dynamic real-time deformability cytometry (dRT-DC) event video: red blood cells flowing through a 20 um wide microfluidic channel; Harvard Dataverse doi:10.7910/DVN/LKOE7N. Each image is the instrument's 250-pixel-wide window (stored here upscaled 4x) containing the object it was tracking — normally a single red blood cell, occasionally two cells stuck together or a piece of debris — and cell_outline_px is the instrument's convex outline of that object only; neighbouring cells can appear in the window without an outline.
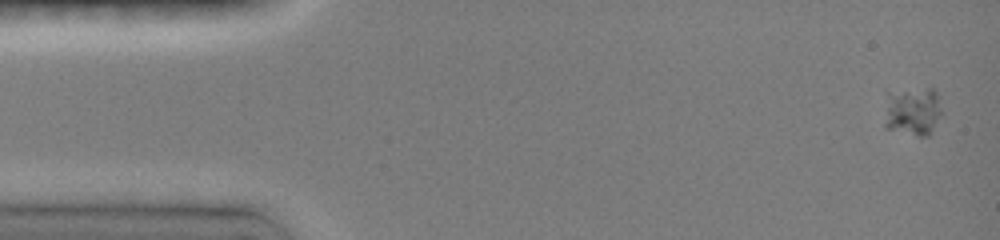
{"species": "common noctule bat (a hibernating species)", "species_latin": "Nyctalus noctula", "temperature_condition": "room temperature", "stored_images_in_passage": 35, "camera_frame_rate_fps": 3000, "um_per_image_px": 0.085, "animal": {"sex": "female", "body_mass_g": 19.0, "forearm_length_mm": 51.5}, "frame": {"image": 1, "passage_image": 1, "time_ms": 0.0, "image_size_px": [1000, 240], "cell_outline_px": [[944, 112], [928, 136], [920, 136], [884, 128], [884, 124], [888, 92], [928, 88], [932, 88], [936, 92]], "centroid_in_image_um": [77.61, 9.47], "position_along_channel_um": 7.4, "area_um2": 16.36}}
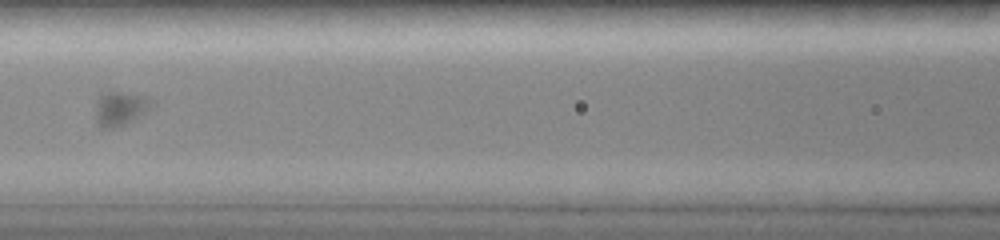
{"frame": {"image": 2, "passage_image": 14, "time_ms": 7.0, "image_size_px": [1000, 240], "cell_outline_px": [[152, 100], [136, 116], [124, 124], [112, 128], [100, 128], [96, 120], [96, 104], [100, 92], [120, 92], [140, 96]], "centroid_in_image_um": [10.05, 9.21], "position_along_channel_um": 156.6, "area_um2": 10.29}}
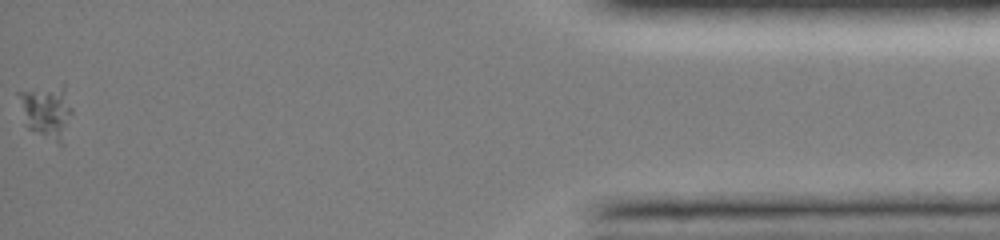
{"frame": {"image": 3, "passage_image": 35, "time_ms": 16.0, "image_size_px": [1000, 240], "cell_outline_px": [[72, 112], [64, 144], [60, 144], [28, 128], [16, 92], [64, 84], [72, 108]], "centroid_in_image_um": [4.02, 9.46], "position_along_channel_um": 431.2, "area_um2": 16.47}, "authors_computed_cell_mechanics": {"area_um2": 12.0802, "velocity_mm_per_s": 3.903, "shape_relaxation_time_tau1_ms": 1.7943, "shape_relaxation_time_tau2_ms": null, "deformation_change_tau1": 0.0801, "deformation_change_tau2": null}}